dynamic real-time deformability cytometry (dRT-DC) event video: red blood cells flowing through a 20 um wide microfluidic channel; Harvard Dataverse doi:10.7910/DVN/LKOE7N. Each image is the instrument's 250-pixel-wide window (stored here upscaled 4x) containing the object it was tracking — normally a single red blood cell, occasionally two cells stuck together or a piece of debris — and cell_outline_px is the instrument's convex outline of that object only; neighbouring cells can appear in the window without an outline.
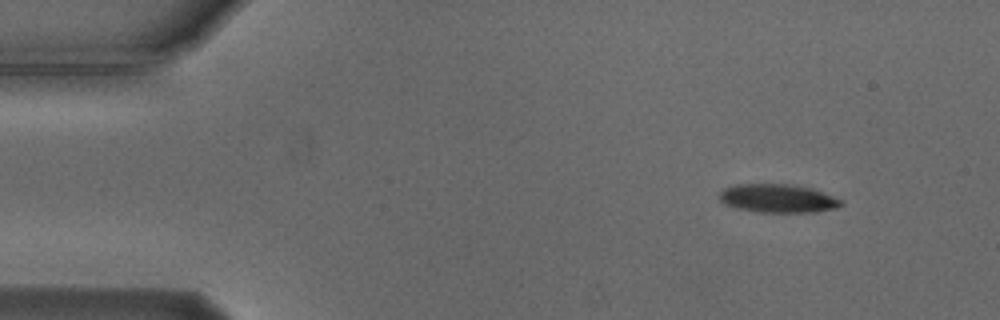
{"species": "Egyptian fruit bat (a non-hibernating species)", "species_latin": "Rousettus aegyptiacus", "temperature_condition": "cold", "stored_images_in_passage": 3, "camera_frame_rate_fps": 3000, "um_per_image_px": 0.085, "animal": {"sex": "male"}, "frame": {"image": 1, "passage_image": 1, "time_ms": 0.0, "image_size_px": [1000, 320], "cell_outline_px": [[844, 204], [836, 208], [816, 212], [760, 212], [736, 208], [724, 204], [720, 200], [716, 192], [724, 188], [736, 184], [788, 184], [812, 188], [832, 196], [840, 200]], "centroid_in_image_um": [66.06, 16.86], "position_along_channel_um": 18.9, "area_um2": 20.29}}